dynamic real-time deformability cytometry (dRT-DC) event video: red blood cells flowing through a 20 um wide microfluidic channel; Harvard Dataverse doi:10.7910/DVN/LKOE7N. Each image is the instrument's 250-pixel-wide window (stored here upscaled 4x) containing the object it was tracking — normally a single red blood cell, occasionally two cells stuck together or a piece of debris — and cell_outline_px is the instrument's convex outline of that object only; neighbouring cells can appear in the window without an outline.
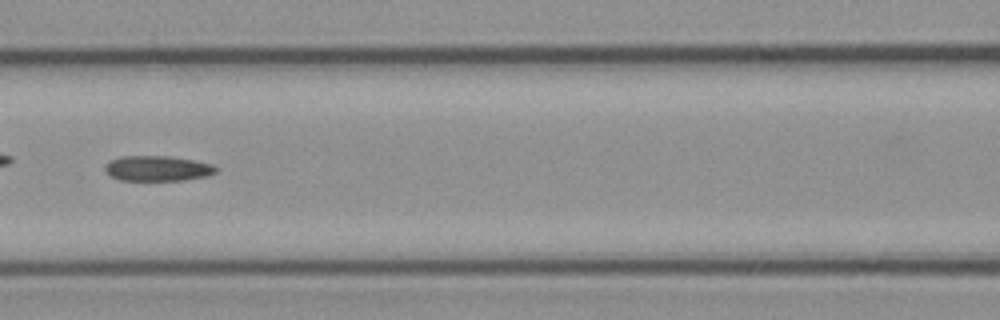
{"species": "common noctule bat (a hibernating species)", "species_latin": "Nyctalus noctula", "temperature_condition": "cold", "stored_images_in_passage": 52, "camera_frame_rate_fps": 3000, "um_per_image_px": 0.085, "animal": {"sex": "female", "body_mass_g": 21.9}, "frame": {"image": 1, "passage_image": 23, "time_ms": 7.333, "image_size_px": [1000, 320], "cell_outline_px": [[216, 172], [208, 176], [184, 180], [120, 180], [104, 172], [104, 164], [108, 160], [120, 156], [172, 156], [216, 164]], "centroid_in_image_um": [13.38, 14.3], "position_along_channel_um": 153.2, "area_um2": 16.65}, "authors_computed_cell_mechanics": {"area_um2": 16.6175, "velocity_mm_per_s": 3.9089, "shape_relaxation_time_tau1_ms": null, "shape_relaxation_time_tau2_ms": 6.0632, "deformation_change_tau1": null, "deformation_change_tau2": 0.1336}}